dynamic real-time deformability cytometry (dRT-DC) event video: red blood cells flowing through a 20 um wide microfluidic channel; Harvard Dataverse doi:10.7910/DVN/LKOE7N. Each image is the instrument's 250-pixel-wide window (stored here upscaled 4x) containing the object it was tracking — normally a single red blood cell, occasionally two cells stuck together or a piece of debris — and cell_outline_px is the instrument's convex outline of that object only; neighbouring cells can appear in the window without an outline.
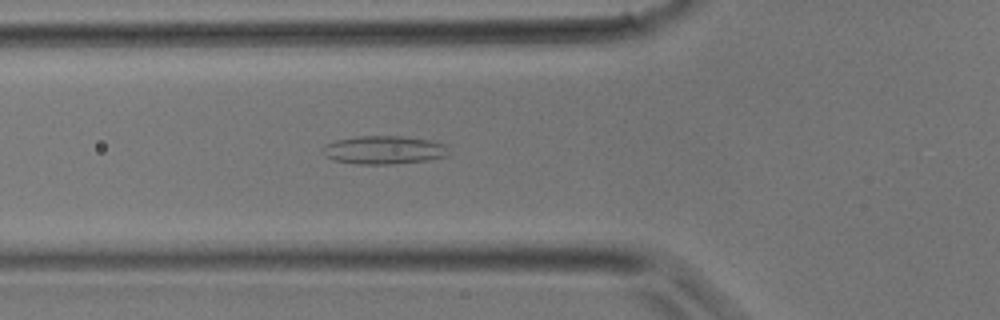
{"species": "common noctule bat (a hibernating species)", "species_latin": "Nyctalus noctula", "temperature_condition": "room temperature", "stored_images_in_passage": 28, "camera_frame_rate_fps": 3000, "um_per_image_px": 0.085, "animal": {"sex": "male", "body_mass_g": 17.9}, "frame": {"image": 1, "passage_image": 3, "time_ms": 0.667, "image_size_px": [1000, 320], "cell_outline_px": [[448, 156], [428, 160], [392, 164], [360, 164], [332, 160], [320, 152], [328, 144], [336, 140], [356, 136], [400, 136], [432, 140], [448, 144]], "centroid_in_image_um": [32.68, 12.74], "position_along_channel_um": 93.1, "area_um2": 20.92}}
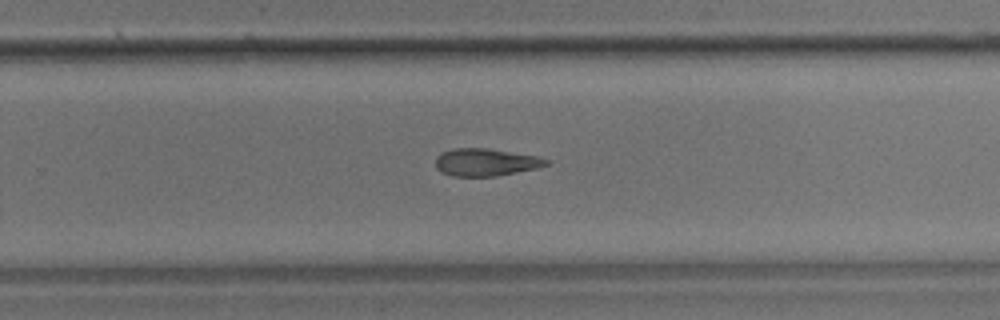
{"frame": {"image": 2, "passage_image": 14, "time_ms": 4.333, "image_size_px": [1000, 320], "cell_outline_px": [[552, 164], [536, 168], [496, 176], [452, 176], [440, 172], [436, 168], [436, 156], [440, 152], [452, 148], [488, 148], [536, 156], [548, 160]], "centroid_in_image_um": [41.25, 13.78], "position_along_channel_um": 288.6, "area_um2": 17.8}}
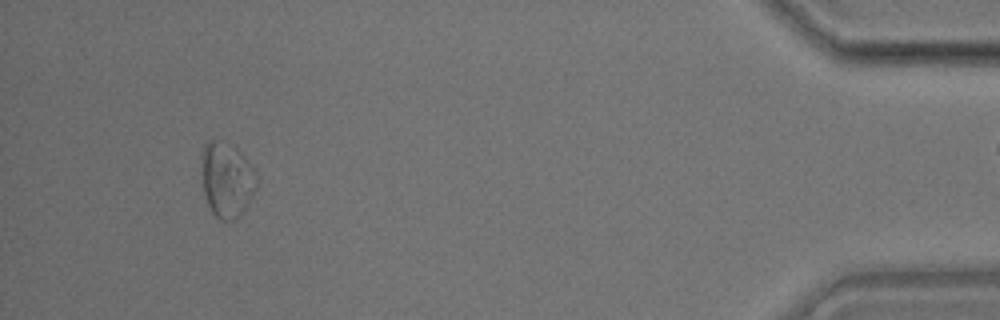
{"frame": {"image": 3, "passage_image": 25, "time_ms": 8.0, "image_size_px": [1000, 320], "cell_outline_px": [[256, 188], [244, 212], [240, 216], [232, 220], [220, 220], [212, 212], [208, 204], [204, 192], [200, 172], [200, 152], [204, 144], [208, 140], [224, 140], [232, 144], [248, 160], [252, 168], [256, 184]], "centroid_in_image_um": [19.22, 15.23], "position_along_channel_um": 416.0, "area_um2": 24.51}}